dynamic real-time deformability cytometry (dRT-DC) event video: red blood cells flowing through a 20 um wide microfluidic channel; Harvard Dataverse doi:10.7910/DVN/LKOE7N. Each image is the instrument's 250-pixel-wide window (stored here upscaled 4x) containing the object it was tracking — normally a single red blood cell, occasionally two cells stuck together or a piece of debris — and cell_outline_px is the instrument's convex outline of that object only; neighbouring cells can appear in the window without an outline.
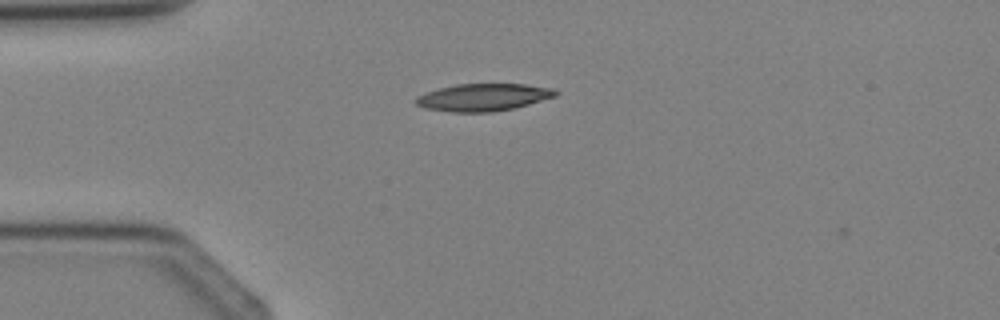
{"species": "Egyptian fruit bat (a non-hibernating species)", "species_latin": "Rousettus aegyptiacus", "temperature_condition": "cold", "stored_images_in_passage": 3, "camera_frame_rate_fps": 3000, "um_per_image_px": 0.085, "animal": {"sex": "female"}, "frame": {"image": 1, "passage_image": 2, "time_ms": 1.333, "image_size_px": [1000, 320], "cell_outline_px": [[560, 92], [556, 96], [528, 104], [512, 108], [492, 112], [452, 112], [424, 108], [416, 104], [412, 100], [416, 96], [440, 88], [456, 84], [524, 84], [552, 88]], "centroid_in_image_um": [41.05, 8.27], "position_along_channel_um": 43.9, "area_um2": 22.2}}